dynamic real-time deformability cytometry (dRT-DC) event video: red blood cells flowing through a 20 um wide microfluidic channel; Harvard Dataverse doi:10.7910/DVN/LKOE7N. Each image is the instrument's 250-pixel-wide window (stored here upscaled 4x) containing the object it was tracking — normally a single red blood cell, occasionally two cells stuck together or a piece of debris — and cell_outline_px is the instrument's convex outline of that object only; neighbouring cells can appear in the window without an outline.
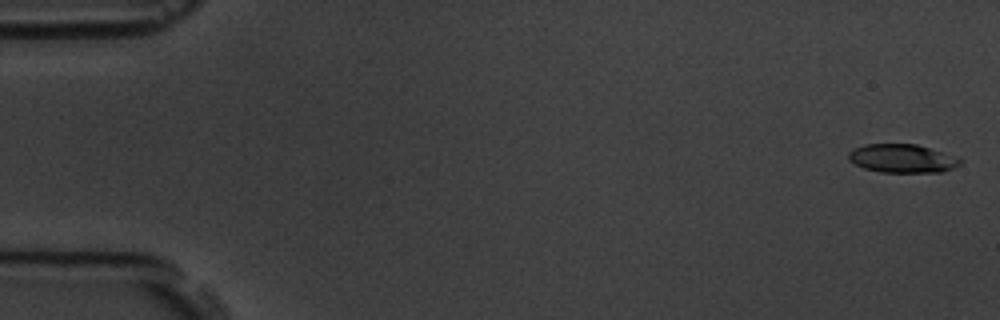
{"species": "common noctule bat (a hibernating species)", "species_latin": "Nyctalus noctula", "temperature_condition": "room temperature", "stored_images_in_passage": 8, "camera_frame_rate_fps": 3000, "um_per_image_px": 0.085, "animal": {"sex": "male", "body_mass_g": 19.5, "forearm_length_mm": 54.6}, "frame": {"image": 1, "passage_image": 1, "time_ms": 0.0, "image_size_px": [1000, 320], "cell_outline_px": [[964, 160], [960, 164], [944, 172], [880, 172], [864, 168], [848, 160], [848, 152], [852, 148], [864, 144], [916, 144]], "centroid_in_image_um": [76.64, 13.47], "position_along_channel_um": 8.4, "area_um2": 18.44}}
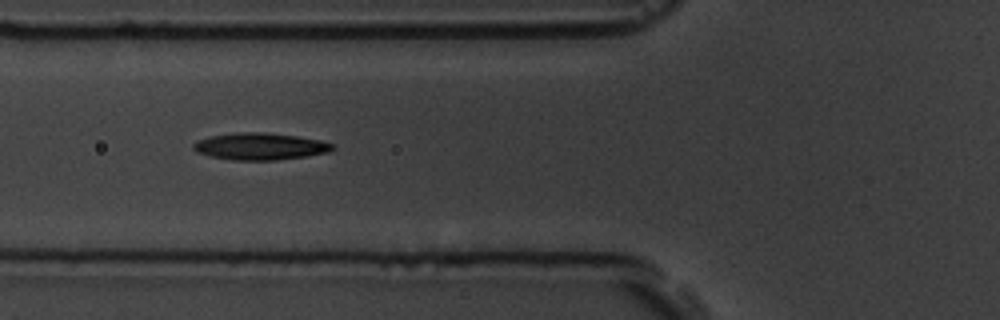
{"frame": {"image": 2, "passage_image": 7, "time_ms": 6.667, "image_size_px": [1000, 320], "cell_outline_px": [[336, 148], [328, 152], [308, 156], [276, 160], [232, 160], [208, 156], [196, 152], [192, 148], [192, 144], [196, 140], [208, 136], [236, 132], [264, 132], [296, 136], [320, 140], [332, 144]], "centroid_in_image_um": [22.05, 12.44], "position_along_channel_um": 103.7, "area_um2": 22.08}}
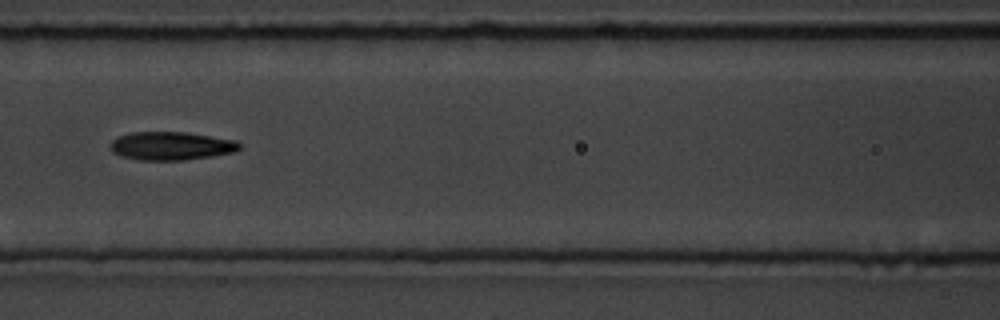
{"frame": {"image": 3, "passage_image": 8, "time_ms": 8.0, "image_size_px": [1000, 320], "cell_outline_px": [[240, 148], [236, 152], [212, 156], [184, 160], [140, 160], [120, 156], [112, 152], [108, 144], [116, 136], [132, 132], [188, 132], [236, 140], [240, 144]], "centroid_in_image_um": [14.52, 12.4], "position_along_channel_um": 152.1, "area_um2": 21.62}}